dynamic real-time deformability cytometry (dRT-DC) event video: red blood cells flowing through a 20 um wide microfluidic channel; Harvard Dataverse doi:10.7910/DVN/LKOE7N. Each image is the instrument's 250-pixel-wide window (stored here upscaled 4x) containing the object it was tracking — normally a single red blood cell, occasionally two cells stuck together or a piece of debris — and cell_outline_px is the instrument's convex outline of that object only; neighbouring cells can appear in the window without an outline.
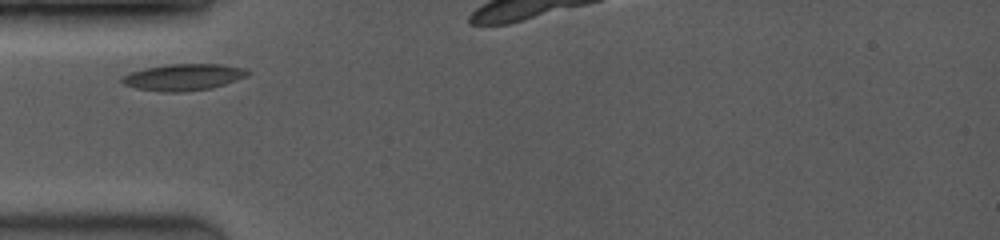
{"species": "common noctule bat (a hibernating species)", "species_latin": "Nyctalus noctula", "temperature_condition": "room temperature", "stored_images_in_passage": 6, "camera_frame_rate_fps": 3500, "um_per_image_px": 0.085, "animal": {"sex": "female", "body_mass_g": 19.0, "forearm_length_mm": 53.3}, "frame": {"image": 1, "passage_image": 1, "time_ms": 0.0, "image_size_px": [1000, 240], "cell_outline_px": [[252, 72], [248, 76], [212, 88], [184, 92], [164, 92], [136, 88], [124, 84], [120, 80], [120, 76], [144, 68], [164, 64], [220, 64], [244, 68]], "centroid_in_image_um": [15.59, 6.55], "position_along_channel_um": 69.4, "area_um2": 19.59}}